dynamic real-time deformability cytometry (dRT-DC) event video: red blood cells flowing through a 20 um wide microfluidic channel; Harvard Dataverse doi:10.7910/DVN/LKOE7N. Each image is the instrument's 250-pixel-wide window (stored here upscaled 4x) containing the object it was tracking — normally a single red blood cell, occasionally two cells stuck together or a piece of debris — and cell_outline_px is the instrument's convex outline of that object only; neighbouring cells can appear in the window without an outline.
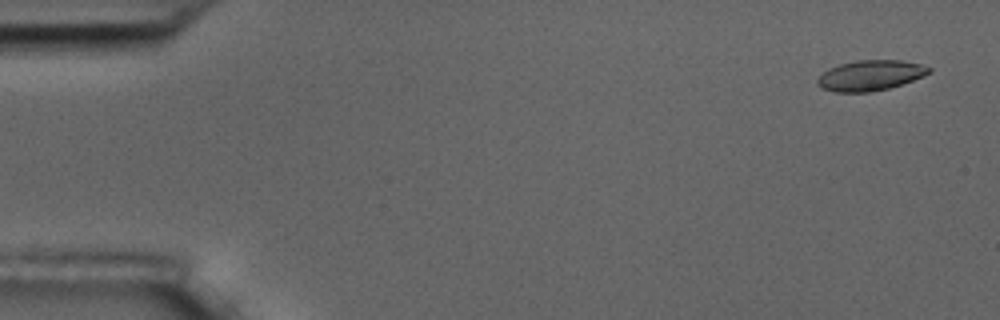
{"species": "common noctule bat (a hibernating species)", "species_latin": "Nyctalus noctula", "temperature_condition": "room temperature", "stored_images_in_passage": 5, "camera_frame_rate_fps": 3000, "um_per_image_px": 0.085, "animal": {"sex": "male", "body_mass_g": 17.5, "forearm_length_mm": 52.3}, "frame": {"image": 1, "passage_image": 1, "time_ms": 0.0, "image_size_px": [1000, 320], "cell_outline_px": [[932, 72], [924, 76], [888, 88], [872, 92], [836, 92], [820, 88], [816, 84], [816, 80], [828, 68], [840, 64], [856, 60], [900, 60], [920, 64], [932, 68]], "centroid_in_image_um": [73.96, 6.41], "position_along_channel_um": 11.0, "area_um2": 19.77}}
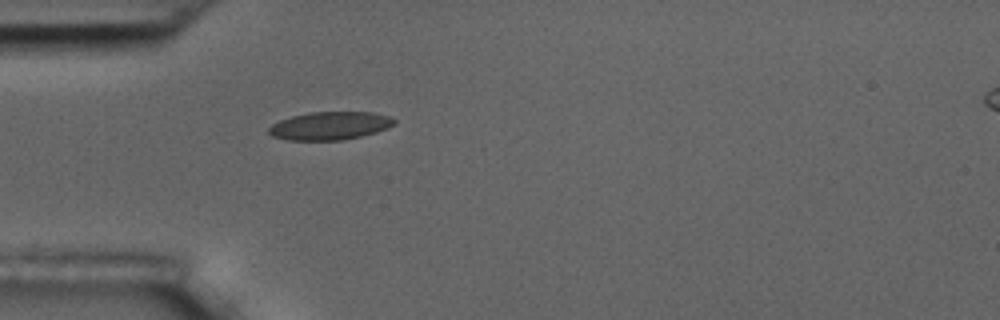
{"frame": {"image": 2, "passage_image": 5, "time_ms": 4.667, "image_size_px": [1000, 320], "cell_outline_px": [[396, 124], [388, 128], [376, 132], [360, 136], [340, 140], [288, 140], [272, 136], [268, 132], [268, 128], [272, 124], [280, 120], [292, 116], [308, 112], [372, 112], [392, 116], [396, 120]], "centroid_in_image_um": [28.07, 10.68], "position_along_channel_um": 56.9, "area_um2": 20.63}}